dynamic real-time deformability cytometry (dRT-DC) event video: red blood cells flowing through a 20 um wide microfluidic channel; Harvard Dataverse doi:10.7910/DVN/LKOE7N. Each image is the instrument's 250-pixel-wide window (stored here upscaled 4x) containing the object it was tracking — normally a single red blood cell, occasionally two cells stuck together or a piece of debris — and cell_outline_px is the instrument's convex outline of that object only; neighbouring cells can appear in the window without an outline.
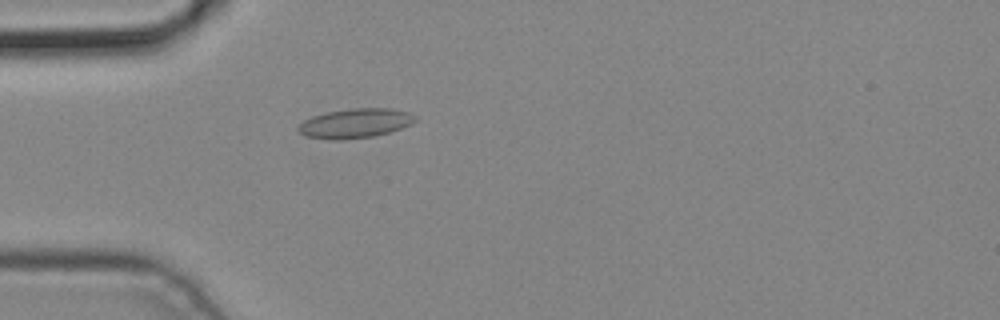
{"species": "common noctule bat (a hibernating species)", "species_latin": "Nyctalus noctula", "temperature_condition": "cold", "stored_images_in_passage": 1, "camera_frame_rate_fps": 3000, "um_per_image_px": 0.085, "animal": {"sex": "male", "body_mass_g": 19.2, "forearm_length_mm": 51.8}, "frame": {"image": 1, "passage_image": 1, "time_ms": 0.0, "image_size_px": [1000, 320], "cell_outline_px": [[416, 120], [412, 124], [388, 132], [372, 136], [340, 140], [332, 140], [304, 136], [296, 128], [304, 120], [312, 116], [328, 112], [352, 108], [392, 108], [408, 112], [416, 116]], "centroid_in_image_um": [30.18, 10.47], "position_along_channel_um": 54.8, "area_um2": 20.0}}